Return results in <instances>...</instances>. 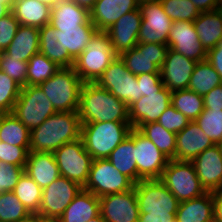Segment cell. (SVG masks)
Instances as JSON below:
<instances>
[{"instance_id": "obj_13", "label": "cell", "mask_w": 222, "mask_h": 222, "mask_svg": "<svg viewBox=\"0 0 222 222\" xmlns=\"http://www.w3.org/2000/svg\"><path fill=\"white\" fill-rule=\"evenodd\" d=\"M168 45L160 43H138L135 48L119 56L126 68L134 75L161 73L160 69L167 58Z\"/></svg>"}, {"instance_id": "obj_10", "label": "cell", "mask_w": 222, "mask_h": 222, "mask_svg": "<svg viewBox=\"0 0 222 222\" xmlns=\"http://www.w3.org/2000/svg\"><path fill=\"white\" fill-rule=\"evenodd\" d=\"M133 187L134 183L106 158L92 161L89 178L83 189L100 198L109 194L122 193Z\"/></svg>"}, {"instance_id": "obj_45", "label": "cell", "mask_w": 222, "mask_h": 222, "mask_svg": "<svg viewBox=\"0 0 222 222\" xmlns=\"http://www.w3.org/2000/svg\"><path fill=\"white\" fill-rule=\"evenodd\" d=\"M157 122L167 131L177 134L190 122L185 115L170 105L159 117Z\"/></svg>"}, {"instance_id": "obj_57", "label": "cell", "mask_w": 222, "mask_h": 222, "mask_svg": "<svg viewBox=\"0 0 222 222\" xmlns=\"http://www.w3.org/2000/svg\"><path fill=\"white\" fill-rule=\"evenodd\" d=\"M11 12V6L9 4H0V19Z\"/></svg>"}, {"instance_id": "obj_60", "label": "cell", "mask_w": 222, "mask_h": 222, "mask_svg": "<svg viewBox=\"0 0 222 222\" xmlns=\"http://www.w3.org/2000/svg\"><path fill=\"white\" fill-rule=\"evenodd\" d=\"M0 4H9L12 7L13 0H0Z\"/></svg>"}, {"instance_id": "obj_49", "label": "cell", "mask_w": 222, "mask_h": 222, "mask_svg": "<svg viewBox=\"0 0 222 222\" xmlns=\"http://www.w3.org/2000/svg\"><path fill=\"white\" fill-rule=\"evenodd\" d=\"M139 85V96H147L150 92H159L163 87L161 73H142L136 75Z\"/></svg>"}, {"instance_id": "obj_5", "label": "cell", "mask_w": 222, "mask_h": 222, "mask_svg": "<svg viewBox=\"0 0 222 222\" xmlns=\"http://www.w3.org/2000/svg\"><path fill=\"white\" fill-rule=\"evenodd\" d=\"M118 55L106 31H97L86 49L76 58L74 70L84 83H95Z\"/></svg>"}, {"instance_id": "obj_63", "label": "cell", "mask_w": 222, "mask_h": 222, "mask_svg": "<svg viewBox=\"0 0 222 222\" xmlns=\"http://www.w3.org/2000/svg\"><path fill=\"white\" fill-rule=\"evenodd\" d=\"M22 222H33V215H32V217H31V218H28L27 220L22 221Z\"/></svg>"}, {"instance_id": "obj_48", "label": "cell", "mask_w": 222, "mask_h": 222, "mask_svg": "<svg viewBox=\"0 0 222 222\" xmlns=\"http://www.w3.org/2000/svg\"><path fill=\"white\" fill-rule=\"evenodd\" d=\"M18 27L19 23L12 12L0 19V52L5 51L12 42Z\"/></svg>"}, {"instance_id": "obj_23", "label": "cell", "mask_w": 222, "mask_h": 222, "mask_svg": "<svg viewBox=\"0 0 222 222\" xmlns=\"http://www.w3.org/2000/svg\"><path fill=\"white\" fill-rule=\"evenodd\" d=\"M140 0H97L89 10L98 31H106L124 14L139 8Z\"/></svg>"}, {"instance_id": "obj_56", "label": "cell", "mask_w": 222, "mask_h": 222, "mask_svg": "<svg viewBox=\"0 0 222 222\" xmlns=\"http://www.w3.org/2000/svg\"><path fill=\"white\" fill-rule=\"evenodd\" d=\"M74 1L77 5L82 6L90 10L97 0H71Z\"/></svg>"}, {"instance_id": "obj_14", "label": "cell", "mask_w": 222, "mask_h": 222, "mask_svg": "<svg viewBox=\"0 0 222 222\" xmlns=\"http://www.w3.org/2000/svg\"><path fill=\"white\" fill-rule=\"evenodd\" d=\"M134 146L137 183L141 180L160 179L170 159L135 128Z\"/></svg>"}, {"instance_id": "obj_64", "label": "cell", "mask_w": 222, "mask_h": 222, "mask_svg": "<svg viewBox=\"0 0 222 222\" xmlns=\"http://www.w3.org/2000/svg\"><path fill=\"white\" fill-rule=\"evenodd\" d=\"M172 222H178V220L176 218H174Z\"/></svg>"}, {"instance_id": "obj_39", "label": "cell", "mask_w": 222, "mask_h": 222, "mask_svg": "<svg viewBox=\"0 0 222 222\" xmlns=\"http://www.w3.org/2000/svg\"><path fill=\"white\" fill-rule=\"evenodd\" d=\"M31 217L13 191L0 193V222H22Z\"/></svg>"}, {"instance_id": "obj_7", "label": "cell", "mask_w": 222, "mask_h": 222, "mask_svg": "<svg viewBox=\"0 0 222 222\" xmlns=\"http://www.w3.org/2000/svg\"><path fill=\"white\" fill-rule=\"evenodd\" d=\"M134 189L139 214L176 215L180 202L160 179L141 180Z\"/></svg>"}, {"instance_id": "obj_8", "label": "cell", "mask_w": 222, "mask_h": 222, "mask_svg": "<svg viewBox=\"0 0 222 222\" xmlns=\"http://www.w3.org/2000/svg\"><path fill=\"white\" fill-rule=\"evenodd\" d=\"M55 113L51 101L39 86L22 87L12 111L30 131Z\"/></svg>"}, {"instance_id": "obj_54", "label": "cell", "mask_w": 222, "mask_h": 222, "mask_svg": "<svg viewBox=\"0 0 222 222\" xmlns=\"http://www.w3.org/2000/svg\"><path fill=\"white\" fill-rule=\"evenodd\" d=\"M200 12L216 10L217 0H191Z\"/></svg>"}, {"instance_id": "obj_9", "label": "cell", "mask_w": 222, "mask_h": 222, "mask_svg": "<svg viewBox=\"0 0 222 222\" xmlns=\"http://www.w3.org/2000/svg\"><path fill=\"white\" fill-rule=\"evenodd\" d=\"M53 153L60 175L84 188L89 178L93 158L85 150L82 138L63 144Z\"/></svg>"}, {"instance_id": "obj_46", "label": "cell", "mask_w": 222, "mask_h": 222, "mask_svg": "<svg viewBox=\"0 0 222 222\" xmlns=\"http://www.w3.org/2000/svg\"><path fill=\"white\" fill-rule=\"evenodd\" d=\"M28 153L29 147L12 146L0 141V161L2 162L25 167Z\"/></svg>"}, {"instance_id": "obj_42", "label": "cell", "mask_w": 222, "mask_h": 222, "mask_svg": "<svg viewBox=\"0 0 222 222\" xmlns=\"http://www.w3.org/2000/svg\"><path fill=\"white\" fill-rule=\"evenodd\" d=\"M167 16L174 21L193 22L200 15L191 0H159Z\"/></svg>"}, {"instance_id": "obj_2", "label": "cell", "mask_w": 222, "mask_h": 222, "mask_svg": "<svg viewBox=\"0 0 222 222\" xmlns=\"http://www.w3.org/2000/svg\"><path fill=\"white\" fill-rule=\"evenodd\" d=\"M81 123L130 122L127 104L96 83H84L78 109Z\"/></svg>"}, {"instance_id": "obj_41", "label": "cell", "mask_w": 222, "mask_h": 222, "mask_svg": "<svg viewBox=\"0 0 222 222\" xmlns=\"http://www.w3.org/2000/svg\"><path fill=\"white\" fill-rule=\"evenodd\" d=\"M195 122L215 145L222 141V110L204 109Z\"/></svg>"}, {"instance_id": "obj_53", "label": "cell", "mask_w": 222, "mask_h": 222, "mask_svg": "<svg viewBox=\"0 0 222 222\" xmlns=\"http://www.w3.org/2000/svg\"><path fill=\"white\" fill-rule=\"evenodd\" d=\"M175 215H147L139 214L138 222H172Z\"/></svg>"}, {"instance_id": "obj_28", "label": "cell", "mask_w": 222, "mask_h": 222, "mask_svg": "<svg viewBox=\"0 0 222 222\" xmlns=\"http://www.w3.org/2000/svg\"><path fill=\"white\" fill-rule=\"evenodd\" d=\"M100 214L99 197L92 192L82 191L66 207L59 217L60 222H87Z\"/></svg>"}, {"instance_id": "obj_36", "label": "cell", "mask_w": 222, "mask_h": 222, "mask_svg": "<svg viewBox=\"0 0 222 222\" xmlns=\"http://www.w3.org/2000/svg\"><path fill=\"white\" fill-rule=\"evenodd\" d=\"M13 192L32 215L39 212L43 189L25 172L19 177Z\"/></svg>"}, {"instance_id": "obj_34", "label": "cell", "mask_w": 222, "mask_h": 222, "mask_svg": "<svg viewBox=\"0 0 222 222\" xmlns=\"http://www.w3.org/2000/svg\"><path fill=\"white\" fill-rule=\"evenodd\" d=\"M137 130L148 138L166 157L175 158L176 134L167 131L158 122L140 125Z\"/></svg>"}, {"instance_id": "obj_58", "label": "cell", "mask_w": 222, "mask_h": 222, "mask_svg": "<svg viewBox=\"0 0 222 222\" xmlns=\"http://www.w3.org/2000/svg\"><path fill=\"white\" fill-rule=\"evenodd\" d=\"M38 1L45 3V4L49 5L50 7H53L61 0H38Z\"/></svg>"}, {"instance_id": "obj_27", "label": "cell", "mask_w": 222, "mask_h": 222, "mask_svg": "<svg viewBox=\"0 0 222 222\" xmlns=\"http://www.w3.org/2000/svg\"><path fill=\"white\" fill-rule=\"evenodd\" d=\"M11 12L19 25L41 28L50 24L51 7L38 0H13Z\"/></svg>"}, {"instance_id": "obj_30", "label": "cell", "mask_w": 222, "mask_h": 222, "mask_svg": "<svg viewBox=\"0 0 222 222\" xmlns=\"http://www.w3.org/2000/svg\"><path fill=\"white\" fill-rule=\"evenodd\" d=\"M193 25L206 52L221 42L222 12L220 10L201 12L193 21Z\"/></svg>"}, {"instance_id": "obj_20", "label": "cell", "mask_w": 222, "mask_h": 222, "mask_svg": "<svg viewBox=\"0 0 222 222\" xmlns=\"http://www.w3.org/2000/svg\"><path fill=\"white\" fill-rule=\"evenodd\" d=\"M141 21L142 16L138 8L124 14L106 30L112 48L117 55L137 46Z\"/></svg>"}, {"instance_id": "obj_29", "label": "cell", "mask_w": 222, "mask_h": 222, "mask_svg": "<svg viewBox=\"0 0 222 222\" xmlns=\"http://www.w3.org/2000/svg\"><path fill=\"white\" fill-rule=\"evenodd\" d=\"M39 44V28L19 25L12 42L4 52L10 58L28 62L34 54L39 53Z\"/></svg>"}, {"instance_id": "obj_11", "label": "cell", "mask_w": 222, "mask_h": 222, "mask_svg": "<svg viewBox=\"0 0 222 222\" xmlns=\"http://www.w3.org/2000/svg\"><path fill=\"white\" fill-rule=\"evenodd\" d=\"M95 83L125 102L128 107L141 98L136 75L126 68L119 55L115 57Z\"/></svg>"}, {"instance_id": "obj_55", "label": "cell", "mask_w": 222, "mask_h": 222, "mask_svg": "<svg viewBox=\"0 0 222 222\" xmlns=\"http://www.w3.org/2000/svg\"><path fill=\"white\" fill-rule=\"evenodd\" d=\"M33 222H60L59 218L44 217L38 214H33Z\"/></svg>"}, {"instance_id": "obj_3", "label": "cell", "mask_w": 222, "mask_h": 222, "mask_svg": "<svg viewBox=\"0 0 222 222\" xmlns=\"http://www.w3.org/2000/svg\"><path fill=\"white\" fill-rule=\"evenodd\" d=\"M81 138L85 150L95 159H106L125 140L132 126L130 122L81 123Z\"/></svg>"}, {"instance_id": "obj_4", "label": "cell", "mask_w": 222, "mask_h": 222, "mask_svg": "<svg viewBox=\"0 0 222 222\" xmlns=\"http://www.w3.org/2000/svg\"><path fill=\"white\" fill-rule=\"evenodd\" d=\"M84 82L73 67H61L38 86L49 98L56 112L78 111Z\"/></svg>"}, {"instance_id": "obj_16", "label": "cell", "mask_w": 222, "mask_h": 222, "mask_svg": "<svg viewBox=\"0 0 222 222\" xmlns=\"http://www.w3.org/2000/svg\"><path fill=\"white\" fill-rule=\"evenodd\" d=\"M100 214L105 222H138L139 204L134 187L131 190L99 198Z\"/></svg>"}, {"instance_id": "obj_15", "label": "cell", "mask_w": 222, "mask_h": 222, "mask_svg": "<svg viewBox=\"0 0 222 222\" xmlns=\"http://www.w3.org/2000/svg\"><path fill=\"white\" fill-rule=\"evenodd\" d=\"M82 189L78 183L60 176L43 189L41 206L37 214L59 218Z\"/></svg>"}, {"instance_id": "obj_50", "label": "cell", "mask_w": 222, "mask_h": 222, "mask_svg": "<svg viewBox=\"0 0 222 222\" xmlns=\"http://www.w3.org/2000/svg\"><path fill=\"white\" fill-rule=\"evenodd\" d=\"M204 109L222 110V84L214 87L203 96Z\"/></svg>"}, {"instance_id": "obj_31", "label": "cell", "mask_w": 222, "mask_h": 222, "mask_svg": "<svg viewBox=\"0 0 222 222\" xmlns=\"http://www.w3.org/2000/svg\"><path fill=\"white\" fill-rule=\"evenodd\" d=\"M175 218L178 222H213L212 192L179 203Z\"/></svg>"}, {"instance_id": "obj_21", "label": "cell", "mask_w": 222, "mask_h": 222, "mask_svg": "<svg viewBox=\"0 0 222 222\" xmlns=\"http://www.w3.org/2000/svg\"><path fill=\"white\" fill-rule=\"evenodd\" d=\"M191 162L206 192L222 190V157L217 145L204 150Z\"/></svg>"}, {"instance_id": "obj_22", "label": "cell", "mask_w": 222, "mask_h": 222, "mask_svg": "<svg viewBox=\"0 0 222 222\" xmlns=\"http://www.w3.org/2000/svg\"><path fill=\"white\" fill-rule=\"evenodd\" d=\"M215 144L207 137L195 121L176 134V152L174 160L192 161L201 152Z\"/></svg>"}, {"instance_id": "obj_18", "label": "cell", "mask_w": 222, "mask_h": 222, "mask_svg": "<svg viewBox=\"0 0 222 222\" xmlns=\"http://www.w3.org/2000/svg\"><path fill=\"white\" fill-rule=\"evenodd\" d=\"M167 45L170 49L196 62L207 60V52L199 41L193 22L174 21L171 25Z\"/></svg>"}, {"instance_id": "obj_51", "label": "cell", "mask_w": 222, "mask_h": 222, "mask_svg": "<svg viewBox=\"0 0 222 222\" xmlns=\"http://www.w3.org/2000/svg\"><path fill=\"white\" fill-rule=\"evenodd\" d=\"M207 61L218 72L222 79V40L217 46L207 52Z\"/></svg>"}, {"instance_id": "obj_44", "label": "cell", "mask_w": 222, "mask_h": 222, "mask_svg": "<svg viewBox=\"0 0 222 222\" xmlns=\"http://www.w3.org/2000/svg\"><path fill=\"white\" fill-rule=\"evenodd\" d=\"M28 62L10 58L4 51L0 52V71H3L21 87L27 86Z\"/></svg>"}, {"instance_id": "obj_24", "label": "cell", "mask_w": 222, "mask_h": 222, "mask_svg": "<svg viewBox=\"0 0 222 222\" xmlns=\"http://www.w3.org/2000/svg\"><path fill=\"white\" fill-rule=\"evenodd\" d=\"M50 25L55 29L96 28L90 21L89 10L71 0H61L51 7Z\"/></svg>"}, {"instance_id": "obj_19", "label": "cell", "mask_w": 222, "mask_h": 222, "mask_svg": "<svg viewBox=\"0 0 222 222\" xmlns=\"http://www.w3.org/2000/svg\"><path fill=\"white\" fill-rule=\"evenodd\" d=\"M196 61L169 48L160 72L164 86L171 92L188 89Z\"/></svg>"}, {"instance_id": "obj_12", "label": "cell", "mask_w": 222, "mask_h": 222, "mask_svg": "<svg viewBox=\"0 0 222 222\" xmlns=\"http://www.w3.org/2000/svg\"><path fill=\"white\" fill-rule=\"evenodd\" d=\"M142 16L138 43H160L167 45L173 21L167 16L159 0L140 1Z\"/></svg>"}, {"instance_id": "obj_43", "label": "cell", "mask_w": 222, "mask_h": 222, "mask_svg": "<svg viewBox=\"0 0 222 222\" xmlns=\"http://www.w3.org/2000/svg\"><path fill=\"white\" fill-rule=\"evenodd\" d=\"M21 86L3 71H0V114L12 113Z\"/></svg>"}, {"instance_id": "obj_1", "label": "cell", "mask_w": 222, "mask_h": 222, "mask_svg": "<svg viewBox=\"0 0 222 222\" xmlns=\"http://www.w3.org/2000/svg\"><path fill=\"white\" fill-rule=\"evenodd\" d=\"M78 111L56 112L30 131L29 152H54L63 144L81 138Z\"/></svg>"}, {"instance_id": "obj_62", "label": "cell", "mask_w": 222, "mask_h": 222, "mask_svg": "<svg viewBox=\"0 0 222 222\" xmlns=\"http://www.w3.org/2000/svg\"><path fill=\"white\" fill-rule=\"evenodd\" d=\"M217 146L220 149V153H221V157H222V141L220 143H218Z\"/></svg>"}, {"instance_id": "obj_40", "label": "cell", "mask_w": 222, "mask_h": 222, "mask_svg": "<svg viewBox=\"0 0 222 222\" xmlns=\"http://www.w3.org/2000/svg\"><path fill=\"white\" fill-rule=\"evenodd\" d=\"M97 28H70L61 29L63 32L64 48L68 54L76 60V58L86 49Z\"/></svg>"}, {"instance_id": "obj_33", "label": "cell", "mask_w": 222, "mask_h": 222, "mask_svg": "<svg viewBox=\"0 0 222 222\" xmlns=\"http://www.w3.org/2000/svg\"><path fill=\"white\" fill-rule=\"evenodd\" d=\"M0 141L12 146L29 147L30 130L12 113L0 114Z\"/></svg>"}, {"instance_id": "obj_37", "label": "cell", "mask_w": 222, "mask_h": 222, "mask_svg": "<svg viewBox=\"0 0 222 222\" xmlns=\"http://www.w3.org/2000/svg\"><path fill=\"white\" fill-rule=\"evenodd\" d=\"M171 105L189 121H195L204 110L203 96L189 89L172 92Z\"/></svg>"}, {"instance_id": "obj_59", "label": "cell", "mask_w": 222, "mask_h": 222, "mask_svg": "<svg viewBox=\"0 0 222 222\" xmlns=\"http://www.w3.org/2000/svg\"><path fill=\"white\" fill-rule=\"evenodd\" d=\"M87 222H105L104 219L102 218L101 214H99L97 217L90 219Z\"/></svg>"}, {"instance_id": "obj_61", "label": "cell", "mask_w": 222, "mask_h": 222, "mask_svg": "<svg viewBox=\"0 0 222 222\" xmlns=\"http://www.w3.org/2000/svg\"><path fill=\"white\" fill-rule=\"evenodd\" d=\"M216 10H220L222 12V0H217Z\"/></svg>"}, {"instance_id": "obj_25", "label": "cell", "mask_w": 222, "mask_h": 222, "mask_svg": "<svg viewBox=\"0 0 222 222\" xmlns=\"http://www.w3.org/2000/svg\"><path fill=\"white\" fill-rule=\"evenodd\" d=\"M24 172L42 189L61 176L52 152H29Z\"/></svg>"}, {"instance_id": "obj_17", "label": "cell", "mask_w": 222, "mask_h": 222, "mask_svg": "<svg viewBox=\"0 0 222 222\" xmlns=\"http://www.w3.org/2000/svg\"><path fill=\"white\" fill-rule=\"evenodd\" d=\"M171 91L165 86L159 92H150L129 106V121L132 128L157 122L160 115L171 105Z\"/></svg>"}, {"instance_id": "obj_38", "label": "cell", "mask_w": 222, "mask_h": 222, "mask_svg": "<svg viewBox=\"0 0 222 222\" xmlns=\"http://www.w3.org/2000/svg\"><path fill=\"white\" fill-rule=\"evenodd\" d=\"M61 67L42 53L34 54L28 61L27 86H38L52 77Z\"/></svg>"}, {"instance_id": "obj_32", "label": "cell", "mask_w": 222, "mask_h": 222, "mask_svg": "<svg viewBox=\"0 0 222 222\" xmlns=\"http://www.w3.org/2000/svg\"><path fill=\"white\" fill-rule=\"evenodd\" d=\"M111 164L134 184L137 183V167L135 160L134 128L107 158Z\"/></svg>"}, {"instance_id": "obj_26", "label": "cell", "mask_w": 222, "mask_h": 222, "mask_svg": "<svg viewBox=\"0 0 222 222\" xmlns=\"http://www.w3.org/2000/svg\"><path fill=\"white\" fill-rule=\"evenodd\" d=\"M39 52L55 62L59 67H73L75 60L64 48L63 32L47 24L39 28Z\"/></svg>"}, {"instance_id": "obj_35", "label": "cell", "mask_w": 222, "mask_h": 222, "mask_svg": "<svg viewBox=\"0 0 222 222\" xmlns=\"http://www.w3.org/2000/svg\"><path fill=\"white\" fill-rule=\"evenodd\" d=\"M222 84L218 72L207 61L197 62L190 78L188 89L204 96L214 87Z\"/></svg>"}, {"instance_id": "obj_52", "label": "cell", "mask_w": 222, "mask_h": 222, "mask_svg": "<svg viewBox=\"0 0 222 222\" xmlns=\"http://www.w3.org/2000/svg\"><path fill=\"white\" fill-rule=\"evenodd\" d=\"M214 220L222 222V190L212 192Z\"/></svg>"}, {"instance_id": "obj_47", "label": "cell", "mask_w": 222, "mask_h": 222, "mask_svg": "<svg viewBox=\"0 0 222 222\" xmlns=\"http://www.w3.org/2000/svg\"><path fill=\"white\" fill-rule=\"evenodd\" d=\"M24 168L0 161V193L14 190Z\"/></svg>"}, {"instance_id": "obj_6", "label": "cell", "mask_w": 222, "mask_h": 222, "mask_svg": "<svg viewBox=\"0 0 222 222\" xmlns=\"http://www.w3.org/2000/svg\"><path fill=\"white\" fill-rule=\"evenodd\" d=\"M160 180L179 202L188 201L206 193L191 161L170 159Z\"/></svg>"}]
</instances>
